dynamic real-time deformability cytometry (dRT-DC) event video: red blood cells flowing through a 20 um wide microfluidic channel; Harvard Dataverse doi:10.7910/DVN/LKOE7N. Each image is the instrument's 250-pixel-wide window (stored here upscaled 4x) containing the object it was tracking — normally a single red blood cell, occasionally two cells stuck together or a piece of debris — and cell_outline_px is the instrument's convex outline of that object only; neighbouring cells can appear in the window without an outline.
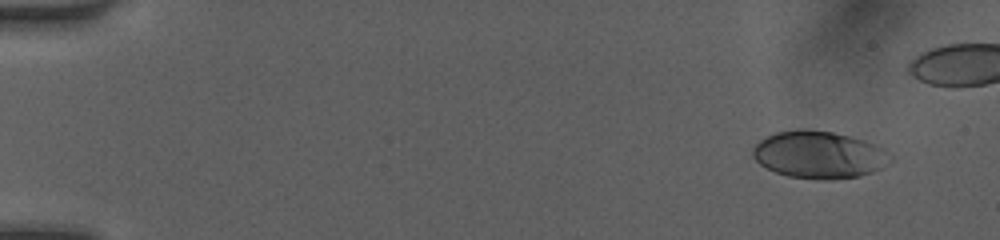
{"species": "human", "species_latin": "Homo sapiens", "temperature_condition": "room temperature", "stored_images_in_passage": 43, "camera_frame_rate_fps": 3000, "um_per_image_px": 0.085, "donor": {"sex": "female"}, "frame": {"image": 1, "passage_image": 1, "time_ms": 0.0, "image_size_px": [1000, 240], "cell_outline_px": [[892, 160], [884, 168], [860, 176], [832, 180], [820, 180], [788, 176], [776, 172], [760, 164], [752, 156], [752, 148], [760, 140], [776, 132], [800, 128], [804, 128], [832, 132], [864, 140], [876, 144], [884, 148], [892, 156]], "centroid_in_image_um": [69.65, 13.16], "position_along_channel_um": 15.3, "area_um2": 38.26}}
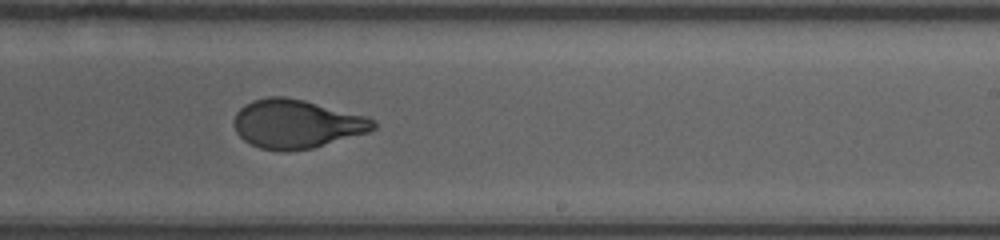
{"frame": {"image": 2, "passage_image": 29, "time_ms": 9.333, "image_size_px": [1000, 240], "cell_outline_px": [[376, 128], [368, 132], [312, 148], [288, 152], [284, 152], [260, 148], [244, 140], [236, 132], [232, 124], [232, 120], [236, 112], [240, 108], [252, 100], [268, 96], [284, 96], [304, 100], [368, 116], [376, 120]], "centroid_in_image_um": [25.19, 10.53], "position_along_channel_um": 263.8, "area_um2": 39.88}}
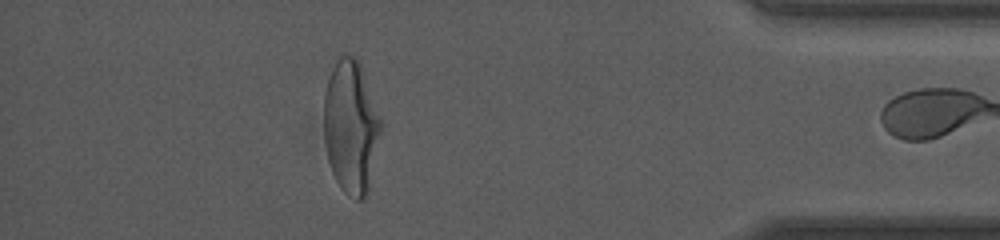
{"frame": {"image": 3, "passage_image": 42, "time_ms": 13.667, "image_size_px": [1000, 240], "cell_outline_px": [[384, 124], [364, 200], [356, 200], [348, 196], [340, 188], [332, 172], [328, 160], [324, 144], [324, 92], [332, 68], [336, 60], [340, 56], [352, 56], [360, 60]], "centroid_in_image_um": [29.84, 10.75], "position_along_channel_um": 405.4, "area_um2": 44.8}}